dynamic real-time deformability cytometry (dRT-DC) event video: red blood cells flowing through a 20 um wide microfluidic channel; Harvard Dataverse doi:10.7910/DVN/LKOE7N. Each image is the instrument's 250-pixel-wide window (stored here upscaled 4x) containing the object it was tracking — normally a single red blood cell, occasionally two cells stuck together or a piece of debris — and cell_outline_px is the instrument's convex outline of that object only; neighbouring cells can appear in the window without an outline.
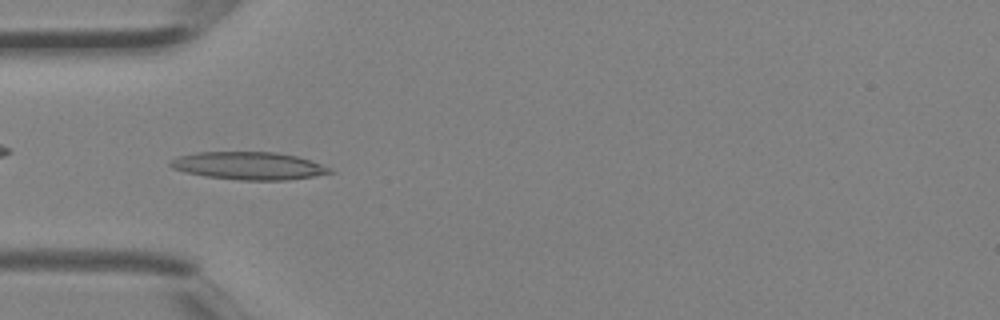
{"species": "Egyptian fruit bat (a non-hibernating species)", "species_latin": "Rousettus aegyptiacus", "temperature_condition": "room temperature", "stored_images_in_passage": 5, "camera_frame_rate_fps": 3000, "um_per_image_px": 0.085, "animal": {"sex": "female"}, "frame": {"image": 1, "passage_image": 4, "time_ms": 1.0, "image_size_px": [1000, 320], "cell_outline_px": [[336, 172], [312, 176], [284, 180], [240, 180], [204, 176], [184, 172], [172, 168], [168, 164], [172, 160], [180, 156], [196, 152], [276, 152], [296, 156], [332, 168]], "centroid_in_image_um": [21.13, 14.09], "position_along_channel_um": 63.9, "area_um2": 25.61}}
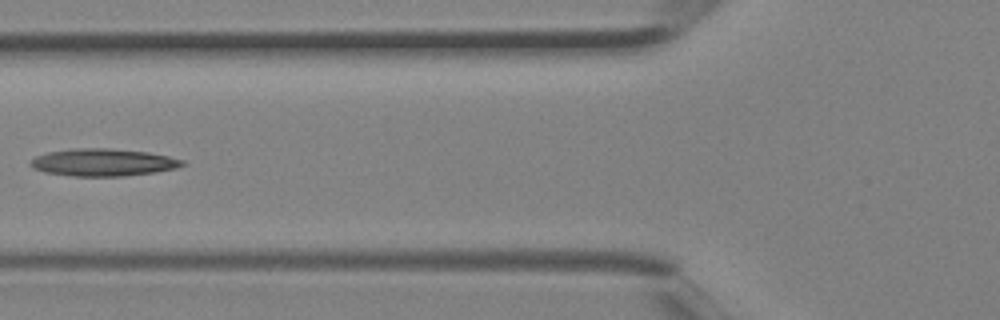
{"frame": {"image": 2, "passage_image": 5, "time_ms": 1.333, "image_size_px": [1000, 320], "cell_outline_px": [[188, 164], [176, 168], [156, 172], [124, 176], [72, 176], [44, 172], [32, 168], [28, 164], [28, 160], [36, 156], [48, 152], [76, 148], [108, 148], [148, 152], [168, 156], [184, 160]], "centroid_in_image_um": [8.75, 13.8], "position_along_channel_um": 117.0, "area_um2": 24.45}}